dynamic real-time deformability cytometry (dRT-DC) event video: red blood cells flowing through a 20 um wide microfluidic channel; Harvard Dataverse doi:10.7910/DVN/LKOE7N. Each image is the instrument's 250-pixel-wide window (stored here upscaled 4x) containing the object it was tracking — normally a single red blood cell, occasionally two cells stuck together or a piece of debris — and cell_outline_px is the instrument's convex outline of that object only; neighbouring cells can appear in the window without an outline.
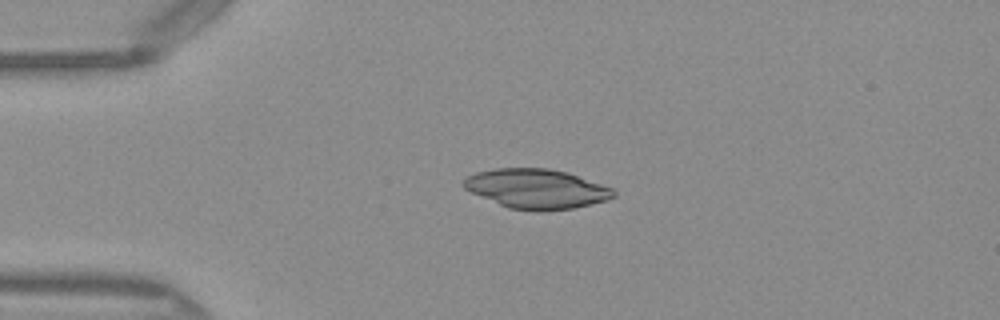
{"species": "Egyptian fruit bat (a non-hibernating species)", "species_latin": "Rousettus aegyptiacus", "temperature_condition": "warm", "stored_images_in_passage": 35, "camera_frame_rate_fps": 3000, "um_per_image_px": 0.085, "frame": {"image": 1, "passage_image": 3, "time_ms": 0.667, "image_size_px": [1000, 320], "cell_outline_px": [[616, 196], [604, 200], [572, 208], [544, 212], [536, 212], [508, 208], [472, 192], [464, 188], [460, 184], [468, 176], [476, 172], [496, 168], [548, 168], [568, 172], [612, 188], [616, 192]], "centroid_in_image_um": [45.58, 16.05], "position_along_channel_um": 39.4, "area_um2": 34.51}}
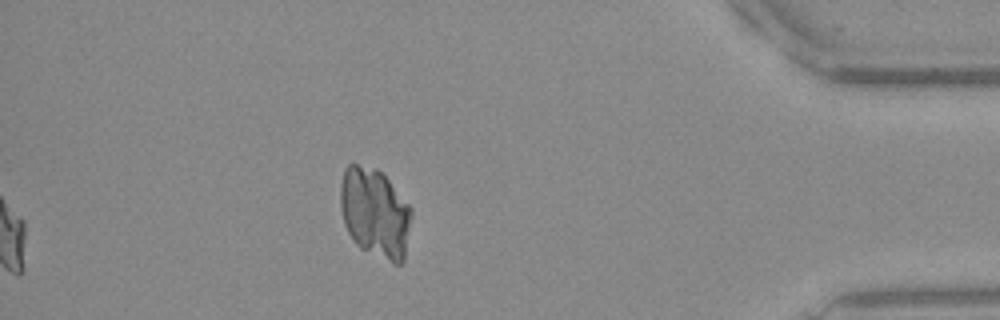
{"frame": {"image": 2, "passage_image": 35, "time_ms": 11.333, "image_size_px": [1000, 320], "cell_outline_px": [[412, 216], [404, 260], [400, 264], [392, 264], [360, 248], [352, 240], [344, 224], [340, 208], [340, 184], [344, 168], [348, 164], [356, 164], [376, 168], [388, 180], [412, 208]], "centroid_in_image_um": [31.86, 18.11], "position_along_channel_um": 403.3, "area_um2": 37.45}}